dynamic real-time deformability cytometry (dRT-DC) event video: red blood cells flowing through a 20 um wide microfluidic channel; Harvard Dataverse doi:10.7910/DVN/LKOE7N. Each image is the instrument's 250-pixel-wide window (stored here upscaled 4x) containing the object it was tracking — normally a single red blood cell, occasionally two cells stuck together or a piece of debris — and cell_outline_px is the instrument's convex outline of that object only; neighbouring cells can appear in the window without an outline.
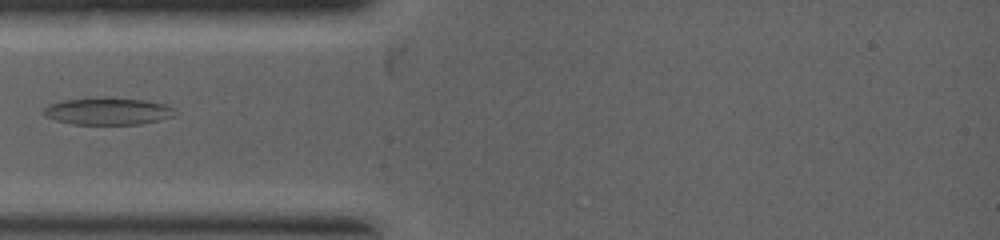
{"species": "common noctule bat (a hibernating species)", "species_latin": "Nyctalus noctula", "temperature_condition": "warm", "stored_images_in_passage": 5, "camera_frame_rate_fps": 5000, "um_per_image_px": 0.085, "animal": {"sex": "female", "body_mass_g": 19.0, "forearm_length_mm": 53.3}, "frame": {"image": 1, "passage_image": 1, "time_ms": 0.0, "image_size_px": [1000, 240], "cell_outline_px": [[176, 108], [172, 116], [160, 120], [140, 124], [72, 124], [56, 120], [44, 116], [40, 112], [48, 104], [64, 100], [104, 96], [112, 96], [144, 100], [164, 104]], "centroid_in_image_um": [9.12, 9.43], "position_along_channel_um": 75.9, "area_um2": 21.15}}
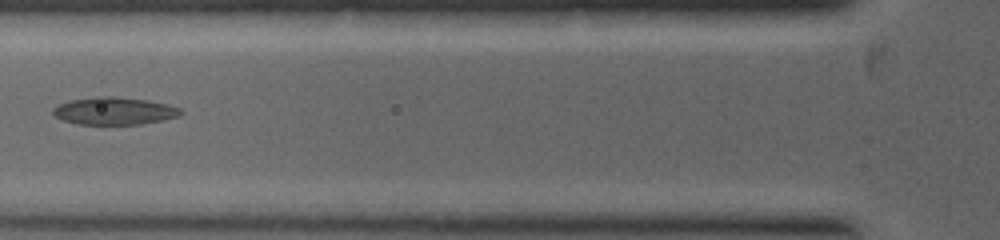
{"frame": {"image": 2, "passage_image": 2, "time_ms": 0.6, "image_size_px": [1000, 240], "cell_outline_px": [[184, 112], [180, 116], [164, 120], [140, 124], [76, 124], [64, 120], [56, 116], [52, 112], [52, 108], [60, 104], [72, 100], [96, 96], [112, 96], [148, 100], [168, 104], [180, 108]], "centroid_in_image_um": [9.76, 9.43], "position_along_channel_um": 116.0, "area_um2": 20.46}}
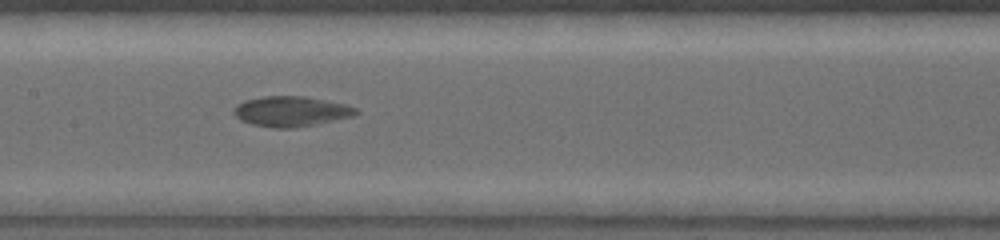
{"frame": {"image": 3, "passage_image": 4, "time_ms": 1.6, "image_size_px": [1000, 240], "cell_outline_px": [[360, 112], [356, 116], [316, 124], [292, 128], [272, 128], [252, 124], [240, 120], [232, 112], [232, 108], [236, 104], [244, 100], [264, 96], [304, 96], [344, 104], [356, 108]], "centroid_in_image_um": [24.72, 9.47], "position_along_channel_um": 182.7, "area_um2": 21.68}}